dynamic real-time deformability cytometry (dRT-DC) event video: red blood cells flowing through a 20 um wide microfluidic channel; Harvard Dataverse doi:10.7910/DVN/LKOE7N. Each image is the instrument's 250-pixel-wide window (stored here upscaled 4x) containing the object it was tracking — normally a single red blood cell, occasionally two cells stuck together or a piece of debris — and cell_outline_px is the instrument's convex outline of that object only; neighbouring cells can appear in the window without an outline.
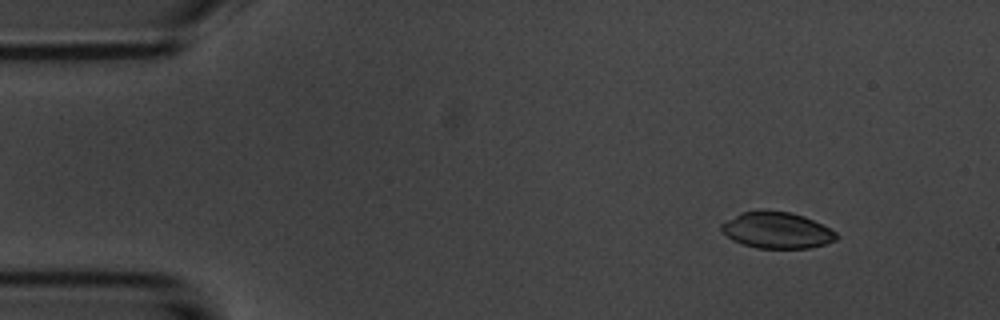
{"species": "common noctule bat (a hibernating species)", "species_latin": "Nyctalus noctula", "temperature_condition": "room temperature", "stored_images_in_passage": 6, "camera_frame_rate_fps": 3000, "um_per_image_px": 0.085, "animal": {"sex": "male", "body_mass_g": 20.1, "forearm_length_mm": 53.5}, "frame": {"image": 1, "passage_image": 1, "time_ms": 0.0, "image_size_px": [1000, 320], "cell_outline_px": [[840, 236], [836, 240], [824, 244], [808, 248], [756, 248], [732, 240], [720, 228], [720, 224], [740, 212], [760, 208], [792, 212], [804, 216], [836, 232]], "centroid_in_image_um": [66.01, 19.54], "position_along_channel_um": 19.0, "area_um2": 24.57}}
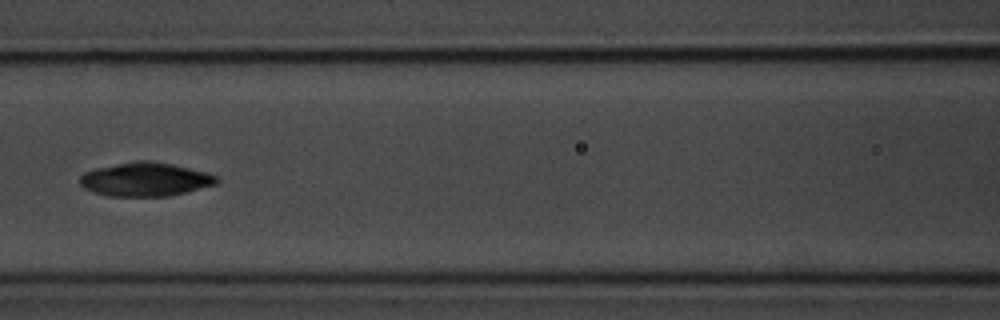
{"frame": {"image": 2, "passage_image": 6, "time_ms": 6.0, "image_size_px": [1000, 320], "cell_outline_px": [[220, 180], [216, 184], [188, 192], [168, 196], [108, 196], [92, 192], [84, 188], [80, 184], [80, 176], [84, 172], [96, 168], [136, 160], [148, 160], [172, 164], [204, 172], [216, 176]], "centroid_in_image_um": [12.33, 15.25], "position_along_channel_um": 154.3, "area_um2": 26.88}}